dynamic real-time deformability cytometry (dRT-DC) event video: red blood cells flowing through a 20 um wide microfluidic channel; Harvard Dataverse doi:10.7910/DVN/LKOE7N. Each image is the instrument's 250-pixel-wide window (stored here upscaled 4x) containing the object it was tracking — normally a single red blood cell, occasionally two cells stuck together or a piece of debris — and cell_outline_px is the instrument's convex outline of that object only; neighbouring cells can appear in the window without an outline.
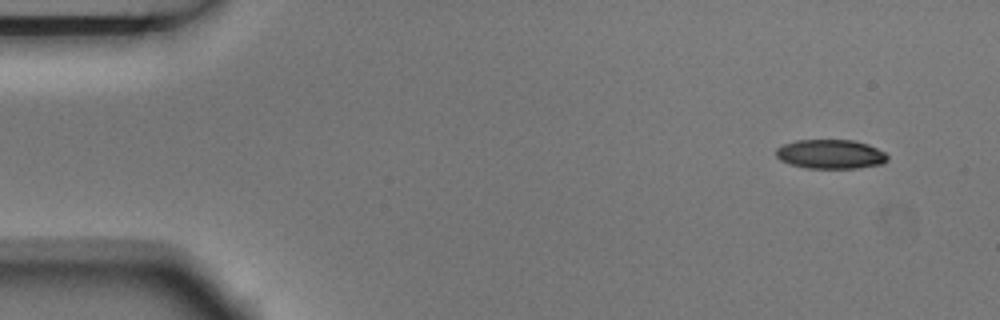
{"species": "Egyptian fruit bat (a non-hibernating species)", "species_latin": "Rousettus aegyptiacus", "temperature_condition": "room temperature", "stored_images_in_passage": 4, "camera_frame_rate_fps": 3000, "um_per_image_px": 0.085, "animal": {"sex": "male"}, "frame": {"image": 1, "passage_image": 1, "time_ms": 0.0, "image_size_px": [1000, 320], "cell_outline_px": [[888, 160], [884, 164], [856, 168], [808, 168], [792, 164], [780, 160], [776, 156], [776, 148], [784, 144], [796, 140], [852, 140], [868, 144], [884, 152], [888, 156]], "centroid_in_image_um": [70.61, 13.1], "position_along_channel_um": 14.4, "area_um2": 18.96}}